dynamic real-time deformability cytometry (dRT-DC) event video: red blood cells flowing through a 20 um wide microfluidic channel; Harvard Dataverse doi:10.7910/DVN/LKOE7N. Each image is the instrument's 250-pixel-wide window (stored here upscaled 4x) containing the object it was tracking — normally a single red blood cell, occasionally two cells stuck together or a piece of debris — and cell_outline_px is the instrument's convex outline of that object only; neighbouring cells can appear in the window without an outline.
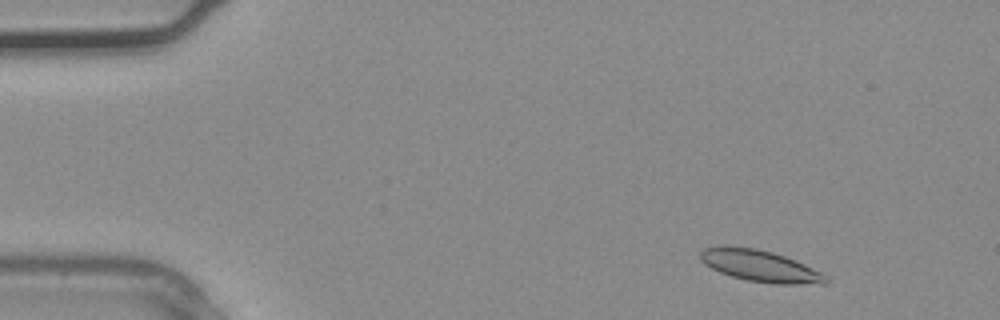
{"species": "common noctule bat (a hibernating species)", "species_latin": "Nyctalus noctula", "temperature_condition": "warm", "stored_images_in_passage": 3, "camera_frame_rate_fps": 3000, "um_per_image_px": 0.085, "animal": {"sex": "male", "body_mass_g": 20.4}, "frame": {"image": 1, "passage_image": 1, "time_ms": 0.0, "image_size_px": [1000, 320], "cell_outline_px": [[828, 284], [772, 284], [748, 280], [732, 276], [720, 272], [704, 264], [700, 260], [700, 252], [704, 248], [724, 244], [756, 248], [772, 252], [784, 256], [804, 264], [828, 276]], "centroid_in_image_um": [64.58, 22.59], "position_along_channel_um": 20.4, "area_um2": 23.29}}
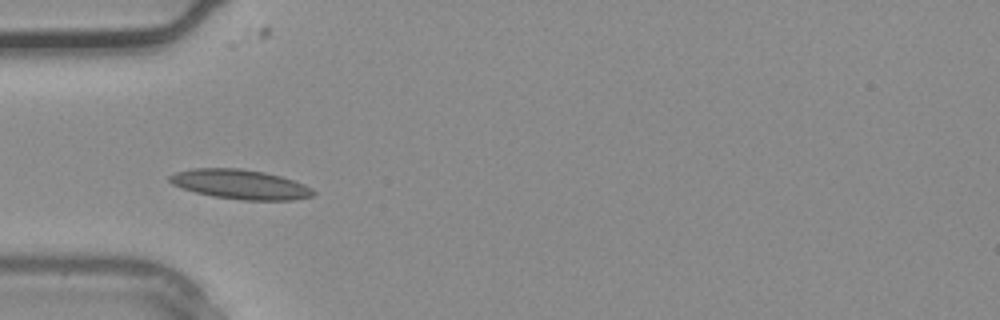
{"frame": {"image": 2, "passage_image": 3, "time_ms": 0.667, "image_size_px": [1000, 320], "cell_outline_px": [[316, 192], [312, 196], [292, 200], [240, 200], [212, 196], [196, 192], [172, 184], [168, 180], [168, 176], [176, 172], [192, 168], [240, 168], [264, 172], [280, 176], [304, 184], [312, 188]], "centroid_in_image_um": [20.42, 15.67], "position_along_channel_um": 64.6, "area_um2": 24.68}}